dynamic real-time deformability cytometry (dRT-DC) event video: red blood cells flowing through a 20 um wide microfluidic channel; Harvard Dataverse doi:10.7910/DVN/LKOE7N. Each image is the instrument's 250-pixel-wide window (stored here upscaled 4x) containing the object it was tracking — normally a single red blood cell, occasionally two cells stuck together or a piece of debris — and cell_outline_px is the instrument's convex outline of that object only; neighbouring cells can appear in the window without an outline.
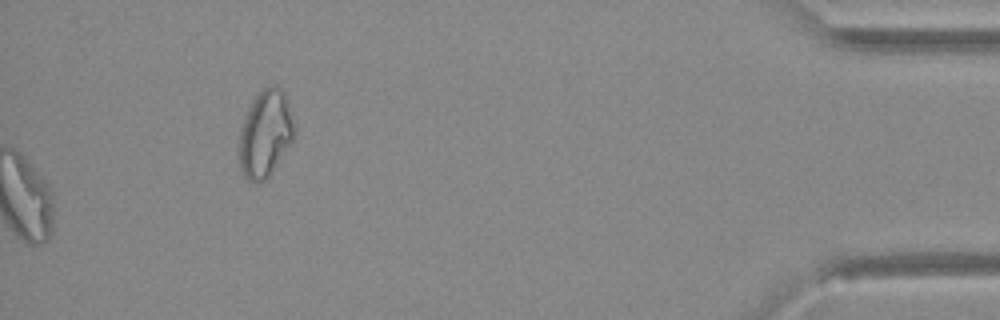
{"species": "Egyptian fruit bat (a non-hibernating species)", "species_latin": "Rousettus aegyptiacus", "temperature_condition": "warm", "stored_images_in_passage": 37, "camera_frame_rate_fps": 3000, "um_per_image_px": 0.085, "animal": {"sex": "female"}, "frame": {"image": 1, "passage_image": 37, "time_ms": 12.0, "image_size_px": [1000, 320], "cell_outline_px": [[296, 136], [268, 180], [260, 184], [256, 184], [248, 180], [240, 172], [240, 132], [244, 120], [252, 100], [264, 88], [276, 84], [284, 92], [296, 124]], "centroid_in_image_um": [22.6, 11.43], "position_along_channel_um": 412.6, "area_um2": 28.44}}